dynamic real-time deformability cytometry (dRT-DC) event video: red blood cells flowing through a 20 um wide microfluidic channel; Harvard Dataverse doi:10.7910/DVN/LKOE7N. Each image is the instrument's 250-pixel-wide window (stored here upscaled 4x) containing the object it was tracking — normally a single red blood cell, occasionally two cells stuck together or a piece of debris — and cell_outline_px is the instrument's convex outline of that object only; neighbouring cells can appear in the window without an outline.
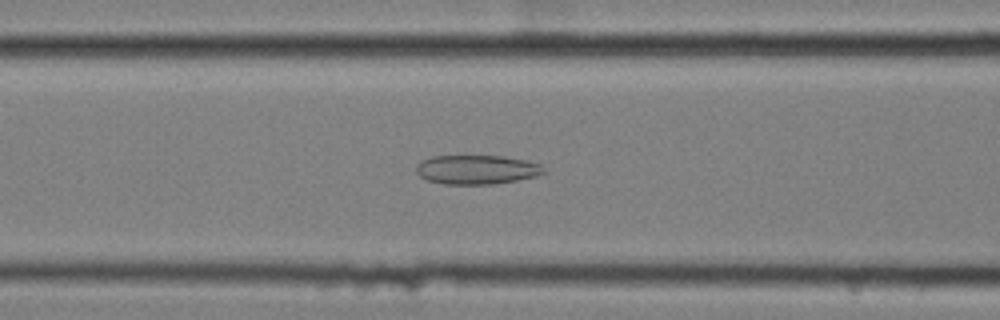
{"species": "common noctule bat (a hibernating species)", "species_latin": "Nyctalus noctula", "temperature_condition": "cold", "stored_images_in_passage": 54, "camera_frame_rate_fps": 3000, "um_per_image_px": 0.085, "animal": {"sex": "female", "body_mass_g": 25.1}, "frame": {"image": 1, "passage_image": 19, "time_ms": 6.0, "image_size_px": [1000, 320], "cell_outline_px": [[548, 172], [536, 176], [516, 180], [492, 184], [444, 184], [428, 180], [420, 176], [416, 172], [416, 164], [420, 160], [432, 156], [504, 156], [528, 160], [540, 164]], "centroid_in_image_um": [40.53, 14.41], "position_along_channel_um": 126.1, "area_um2": 21.85}}
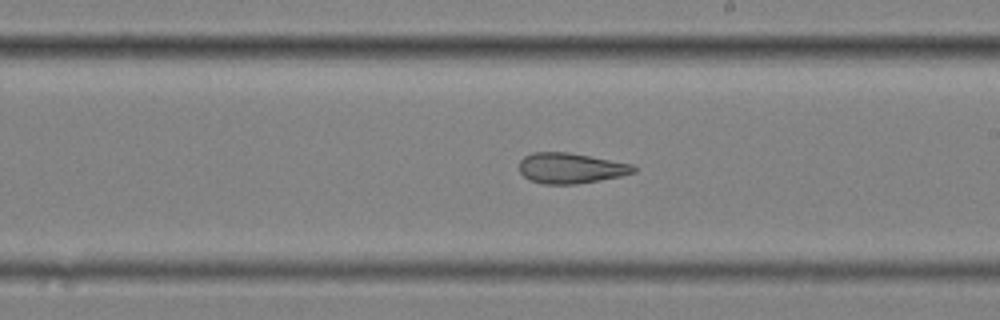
{"frame": {"image": 2, "passage_image": 29, "time_ms": 9.333, "image_size_px": [1000, 320], "cell_outline_px": [[636, 172], [620, 176], [600, 180], [576, 184], [544, 184], [528, 180], [520, 172], [520, 160], [524, 156], [532, 152], [568, 152], [632, 164], [636, 168]], "centroid_in_image_um": [48.48, 14.29], "position_along_channel_um": 240.5, "area_um2": 20.29}}
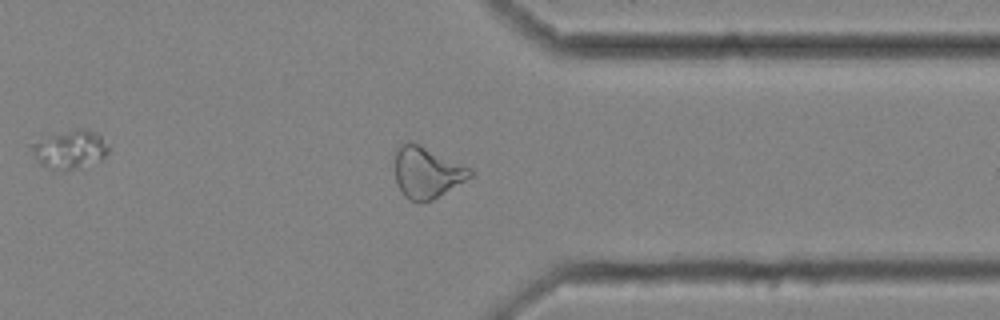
{"frame": {"image": 3, "passage_image": 41, "time_ms": 13.333, "image_size_px": [1000, 320], "cell_outline_px": [[472, 176], [432, 200], [408, 200], [404, 196], [396, 180], [396, 148], [400, 144], [408, 140], [420, 144], [472, 168]], "centroid_in_image_um": [36.29, 14.61], "position_along_channel_um": 375.1, "area_um2": 22.25}, "authors_computed_cell_mechanics": {"area_um2": 23.987, "velocity_mm_per_s": 3.4439, "shape_relaxation_time_tau1_ms": null, "shape_relaxation_time_tau2_ms": 4.3486, "deformation_change_tau1": null, "deformation_change_tau2": 0.1257}}